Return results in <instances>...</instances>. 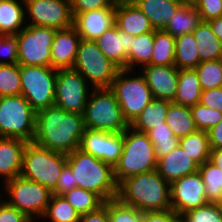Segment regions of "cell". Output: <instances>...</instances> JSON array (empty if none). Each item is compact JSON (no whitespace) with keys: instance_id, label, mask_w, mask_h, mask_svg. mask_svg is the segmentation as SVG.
Segmentation results:
<instances>
[{"instance_id":"obj_22","label":"cell","mask_w":222,"mask_h":222,"mask_svg":"<svg viewBox=\"0 0 222 222\" xmlns=\"http://www.w3.org/2000/svg\"><path fill=\"white\" fill-rule=\"evenodd\" d=\"M115 25L133 37L154 30L147 16L131 0H117Z\"/></svg>"},{"instance_id":"obj_27","label":"cell","mask_w":222,"mask_h":222,"mask_svg":"<svg viewBox=\"0 0 222 222\" xmlns=\"http://www.w3.org/2000/svg\"><path fill=\"white\" fill-rule=\"evenodd\" d=\"M202 87L195 69H180L174 103L192 107L200 102Z\"/></svg>"},{"instance_id":"obj_13","label":"cell","mask_w":222,"mask_h":222,"mask_svg":"<svg viewBox=\"0 0 222 222\" xmlns=\"http://www.w3.org/2000/svg\"><path fill=\"white\" fill-rule=\"evenodd\" d=\"M93 87L73 68L58 69L54 105L66 112L83 115Z\"/></svg>"},{"instance_id":"obj_45","label":"cell","mask_w":222,"mask_h":222,"mask_svg":"<svg viewBox=\"0 0 222 222\" xmlns=\"http://www.w3.org/2000/svg\"><path fill=\"white\" fill-rule=\"evenodd\" d=\"M202 21L222 17V0H191Z\"/></svg>"},{"instance_id":"obj_41","label":"cell","mask_w":222,"mask_h":222,"mask_svg":"<svg viewBox=\"0 0 222 222\" xmlns=\"http://www.w3.org/2000/svg\"><path fill=\"white\" fill-rule=\"evenodd\" d=\"M109 222H141V212L117 197L108 200Z\"/></svg>"},{"instance_id":"obj_37","label":"cell","mask_w":222,"mask_h":222,"mask_svg":"<svg viewBox=\"0 0 222 222\" xmlns=\"http://www.w3.org/2000/svg\"><path fill=\"white\" fill-rule=\"evenodd\" d=\"M198 172L205 185L207 202L217 203L222 199V170L207 160Z\"/></svg>"},{"instance_id":"obj_24","label":"cell","mask_w":222,"mask_h":222,"mask_svg":"<svg viewBox=\"0 0 222 222\" xmlns=\"http://www.w3.org/2000/svg\"><path fill=\"white\" fill-rule=\"evenodd\" d=\"M149 19L154 30H164L186 0H131Z\"/></svg>"},{"instance_id":"obj_52","label":"cell","mask_w":222,"mask_h":222,"mask_svg":"<svg viewBox=\"0 0 222 222\" xmlns=\"http://www.w3.org/2000/svg\"><path fill=\"white\" fill-rule=\"evenodd\" d=\"M211 150L222 149V120L207 131Z\"/></svg>"},{"instance_id":"obj_6","label":"cell","mask_w":222,"mask_h":222,"mask_svg":"<svg viewBox=\"0 0 222 222\" xmlns=\"http://www.w3.org/2000/svg\"><path fill=\"white\" fill-rule=\"evenodd\" d=\"M0 187L2 199L34 222L41 220L52 196L48 188L21 175L6 181L2 186L0 184Z\"/></svg>"},{"instance_id":"obj_20","label":"cell","mask_w":222,"mask_h":222,"mask_svg":"<svg viewBox=\"0 0 222 222\" xmlns=\"http://www.w3.org/2000/svg\"><path fill=\"white\" fill-rule=\"evenodd\" d=\"M80 40L73 25L57 30L51 47V67L57 70L73 68Z\"/></svg>"},{"instance_id":"obj_15","label":"cell","mask_w":222,"mask_h":222,"mask_svg":"<svg viewBox=\"0 0 222 222\" xmlns=\"http://www.w3.org/2000/svg\"><path fill=\"white\" fill-rule=\"evenodd\" d=\"M206 203V189L198 171L170 184L171 209L179 216Z\"/></svg>"},{"instance_id":"obj_25","label":"cell","mask_w":222,"mask_h":222,"mask_svg":"<svg viewBox=\"0 0 222 222\" xmlns=\"http://www.w3.org/2000/svg\"><path fill=\"white\" fill-rule=\"evenodd\" d=\"M26 26L24 0H0V34L16 35Z\"/></svg>"},{"instance_id":"obj_10","label":"cell","mask_w":222,"mask_h":222,"mask_svg":"<svg viewBox=\"0 0 222 222\" xmlns=\"http://www.w3.org/2000/svg\"><path fill=\"white\" fill-rule=\"evenodd\" d=\"M73 69L80 72L93 88H110L118 71L95 41L81 39Z\"/></svg>"},{"instance_id":"obj_47","label":"cell","mask_w":222,"mask_h":222,"mask_svg":"<svg viewBox=\"0 0 222 222\" xmlns=\"http://www.w3.org/2000/svg\"><path fill=\"white\" fill-rule=\"evenodd\" d=\"M0 222H34L25 213L10 206L0 196Z\"/></svg>"},{"instance_id":"obj_42","label":"cell","mask_w":222,"mask_h":222,"mask_svg":"<svg viewBox=\"0 0 222 222\" xmlns=\"http://www.w3.org/2000/svg\"><path fill=\"white\" fill-rule=\"evenodd\" d=\"M197 130L207 132L222 120V113L200 103L190 107Z\"/></svg>"},{"instance_id":"obj_43","label":"cell","mask_w":222,"mask_h":222,"mask_svg":"<svg viewBox=\"0 0 222 222\" xmlns=\"http://www.w3.org/2000/svg\"><path fill=\"white\" fill-rule=\"evenodd\" d=\"M180 222H222V215L216 203L207 202L181 215Z\"/></svg>"},{"instance_id":"obj_39","label":"cell","mask_w":222,"mask_h":222,"mask_svg":"<svg viewBox=\"0 0 222 222\" xmlns=\"http://www.w3.org/2000/svg\"><path fill=\"white\" fill-rule=\"evenodd\" d=\"M195 71L202 90L222 87V59L200 62Z\"/></svg>"},{"instance_id":"obj_36","label":"cell","mask_w":222,"mask_h":222,"mask_svg":"<svg viewBox=\"0 0 222 222\" xmlns=\"http://www.w3.org/2000/svg\"><path fill=\"white\" fill-rule=\"evenodd\" d=\"M62 196L80 215L93 212L99 209L105 203V201L98 194L80 187H75L62 194Z\"/></svg>"},{"instance_id":"obj_53","label":"cell","mask_w":222,"mask_h":222,"mask_svg":"<svg viewBox=\"0 0 222 222\" xmlns=\"http://www.w3.org/2000/svg\"><path fill=\"white\" fill-rule=\"evenodd\" d=\"M215 36L222 42V17L208 21Z\"/></svg>"},{"instance_id":"obj_26","label":"cell","mask_w":222,"mask_h":222,"mask_svg":"<svg viewBox=\"0 0 222 222\" xmlns=\"http://www.w3.org/2000/svg\"><path fill=\"white\" fill-rule=\"evenodd\" d=\"M202 22L201 16L191 0H186L170 19L164 31L172 37L193 33Z\"/></svg>"},{"instance_id":"obj_7","label":"cell","mask_w":222,"mask_h":222,"mask_svg":"<svg viewBox=\"0 0 222 222\" xmlns=\"http://www.w3.org/2000/svg\"><path fill=\"white\" fill-rule=\"evenodd\" d=\"M110 89L114 92L123 117L129 125L138 118L153 99L151 90L139 70L138 72L119 70Z\"/></svg>"},{"instance_id":"obj_19","label":"cell","mask_w":222,"mask_h":222,"mask_svg":"<svg viewBox=\"0 0 222 222\" xmlns=\"http://www.w3.org/2000/svg\"><path fill=\"white\" fill-rule=\"evenodd\" d=\"M133 36L122 32L116 25L106 30L95 42L103 54L120 70L127 69V56L131 51Z\"/></svg>"},{"instance_id":"obj_44","label":"cell","mask_w":222,"mask_h":222,"mask_svg":"<svg viewBox=\"0 0 222 222\" xmlns=\"http://www.w3.org/2000/svg\"><path fill=\"white\" fill-rule=\"evenodd\" d=\"M0 64L18 63V40L17 35L0 34Z\"/></svg>"},{"instance_id":"obj_11","label":"cell","mask_w":222,"mask_h":222,"mask_svg":"<svg viewBox=\"0 0 222 222\" xmlns=\"http://www.w3.org/2000/svg\"><path fill=\"white\" fill-rule=\"evenodd\" d=\"M20 76L21 95L36 112L54 105L57 69L20 65Z\"/></svg>"},{"instance_id":"obj_5","label":"cell","mask_w":222,"mask_h":222,"mask_svg":"<svg viewBox=\"0 0 222 222\" xmlns=\"http://www.w3.org/2000/svg\"><path fill=\"white\" fill-rule=\"evenodd\" d=\"M84 126L90 130L124 132L130 125L124 119L110 88H93L83 113Z\"/></svg>"},{"instance_id":"obj_21","label":"cell","mask_w":222,"mask_h":222,"mask_svg":"<svg viewBox=\"0 0 222 222\" xmlns=\"http://www.w3.org/2000/svg\"><path fill=\"white\" fill-rule=\"evenodd\" d=\"M28 143L18 138L0 137V180L2 178V184L20 176Z\"/></svg>"},{"instance_id":"obj_9","label":"cell","mask_w":222,"mask_h":222,"mask_svg":"<svg viewBox=\"0 0 222 222\" xmlns=\"http://www.w3.org/2000/svg\"><path fill=\"white\" fill-rule=\"evenodd\" d=\"M36 114L23 95L0 97V137L33 142Z\"/></svg>"},{"instance_id":"obj_40","label":"cell","mask_w":222,"mask_h":222,"mask_svg":"<svg viewBox=\"0 0 222 222\" xmlns=\"http://www.w3.org/2000/svg\"><path fill=\"white\" fill-rule=\"evenodd\" d=\"M21 95L20 65L0 64V97Z\"/></svg>"},{"instance_id":"obj_3","label":"cell","mask_w":222,"mask_h":222,"mask_svg":"<svg viewBox=\"0 0 222 222\" xmlns=\"http://www.w3.org/2000/svg\"><path fill=\"white\" fill-rule=\"evenodd\" d=\"M67 165L77 187L98 194L105 202L117 197L118 184L111 165L79 148L67 155Z\"/></svg>"},{"instance_id":"obj_2","label":"cell","mask_w":222,"mask_h":222,"mask_svg":"<svg viewBox=\"0 0 222 222\" xmlns=\"http://www.w3.org/2000/svg\"><path fill=\"white\" fill-rule=\"evenodd\" d=\"M117 198L140 212L171 209L170 184L157 169L122 180L118 184Z\"/></svg>"},{"instance_id":"obj_34","label":"cell","mask_w":222,"mask_h":222,"mask_svg":"<svg viewBox=\"0 0 222 222\" xmlns=\"http://www.w3.org/2000/svg\"><path fill=\"white\" fill-rule=\"evenodd\" d=\"M175 38L164 30H154L153 54L151 65H174Z\"/></svg>"},{"instance_id":"obj_30","label":"cell","mask_w":222,"mask_h":222,"mask_svg":"<svg viewBox=\"0 0 222 222\" xmlns=\"http://www.w3.org/2000/svg\"><path fill=\"white\" fill-rule=\"evenodd\" d=\"M154 30L133 37L131 51L127 56V70H140L150 65L153 54Z\"/></svg>"},{"instance_id":"obj_35","label":"cell","mask_w":222,"mask_h":222,"mask_svg":"<svg viewBox=\"0 0 222 222\" xmlns=\"http://www.w3.org/2000/svg\"><path fill=\"white\" fill-rule=\"evenodd\" d=\"M42 220L44 222H79L80 214L62 195L52 194L46 212L38 222Z\"/></svg>"},{"instance_id":"obj_8","label":"cell","mask_w":222,"mask_h":222,"mask_svg":"<svg viewBox=\"0 0 222 222\" xmlns=\"http://www.w3.org/2000/svg\"><path fill=\"white\" fill-rule=\"evenodd\" d=\"M66 164V154L29 142L25 148L20 175L45 186L52 192Z\"/></svg>"},{"instance_id":"obj_12","label":"cell","mask_w":222,"mask_h":222,"mask_svg":"<svg viewBox=\"0 0 222 222\" xmlns=\"http://www.w3.org/2000/svg\"><path fill=\"white\" fill-rule=\"evenodd\" d=\"M56 29L27 25L17 35L18 64L51 66V47Z\"/></svg>"},{"instance_id":"obj_49","label":"cell","mask_w":222,"mask_h":222,"mask_svg":"<svg viewBox=\"0 0 222 222\" xmlns=\"http://www.w3.org/2000/svg\"><path fill=\"white\" fill-rule=\"evenodd\" d=\"M141 222H180V216L172 209L141 212Z\"/></svg>"},{"instance_id":"obj_31","label":"cell","mask_w":222,"mask_h":222,"mask_svg":"<svg viewBox=\"0 0 222 222\" xmlns=\"http://www.w3.org/2000/svg\"><path fill=\"white\" fill-rule=\"evenodd\" d=\"M166 124L179 139L197 130L190 107L179 105L174 102L169 104Z\"/></svg>"},{"instance_id":"obj_29","label":"cell","mask_w":222,"mask_h":222,"mask_svg":"<svg viewBox=\"0 0 222 222\" xmlns=\"http://www.w3.org/2000/svg\"><path fill=\"white\" fill-rule=\"evenodd\" d=\"M193 34L200 62L222 59V42L215 36L208 21H202Z\"/></svg>"},{"instance_id":"obj_46","label":"cell","mask_w":222,"mask_h":222,"mask_svg":"<svg viewBox=\"0 0 222 222\" xmlns=\"http://www.w3.org/2000/svg\"><path fill=\"white\" fill-rule=\"evenodd\" d=\"M72 14L116 6L117 0H70Z\"/></svg>"},{"instance_id":"obj_54","label":"cell","mask_w":222,"mask_h":222,"mask_svg":"<svg viewBox=\"0 0 222 222\" xmlns=\"http://www.w3.org/2000/svg\"><path fill=\"white\" fill-rule=\"evenodd\" d=\"M209 160L222 170V149L210 150Z\"/></svg>"},{"instance_id":"obj_38","label":"cell","mask_w":222,"mask_h":222,"mask_svg":"<svg viewBox=\"0 0 222 222\" xmlns=\"http://www.w3.org/2000/svg\"><path fill=\"white\" fill-rule=\"evenodd\" d=\"M146 134L154 146L157 160L165 155H168L177 146H179V138L174 135L166 123L165 126L153 128Z\"/></svg>"},{"instance_id":"obj_17","label":"cell","mask_w":222,"mask_h":222,"mask_svg":"<svg viewBox=\"0 0 222 222\" xmlns=\"http://www.w3.org/2000/svg\"><path fill=\"white\" fill-rule=\"evenodd\" d=\"M155 99L174 101L178 87L179 69L175 65H146L139 70Z\"/></svg>"},{"instance_id":"obj_50","label":"cell","mask_w":222,"mask_h":222,"mask_svg":"<svg viewBox=\"0 0 222 222\" xmlns=\"http://www.w3.org/2000/svg\"><path fill=\"white\" fill-rule=\"evenodd\" d=\"M73 176L71 168L66 164L61 171L56 188L52 191V194L62 195L77 187V183L74 182Z\"/></svg>"},{"instance_id":"obj_16","label":"cell","mask_w":222,"mask_h":222,"mask_svg":"<svg viewBox=\"0 0 222 222\" xmlns=\"http://www.w3.org/2000/svg\"><path fill=\"white\" fill-rule=\"evenodd\" d=\"M123 145V132L114 133L85 128L79 149L114 168L122 154Z\"/></svg>"},{"instance_id":"obj_55","label":"cell","mask_w":222,"mask_h":222,"mask_svg":"<svg viewBox=\"0 0 222 222\" xmlns=\"http://www.w3.org/2000/svg\"><path fill=\"white\" fill-rule=\"evenodd\" d=\"M216 204L218 205L219 210H220L221 215H222V199H220Z\"/></svg>"},{"instance_id":"obj_18","label":"cell","mask_w":222,"mask_h":222,"mask_svg":"<svg viewBox=\"0 0 222 222\" xmlns=\"http://www.w3.org/2000/svg\"><path fill=\"white\" fill-rule=\"evenodd\" d=\"M73 26L83 40L95 41L115 25V6L73 14Z\"/></svg>"},{"instance_id":"obj_1","label":"cell","mask_w":222,"mask_h":222,"mask_svg":"<svg viewBox=\"0 0 222 222\" xmlns=\"http://www.w3.org/2000/svg\"><path fill=\"white\" fill-rule=\"evenodd\" d=\"M84 130L83 115L52 105L37 112L33 142L68 155L79 148Z\"/></svg>"},{"instance_id":"obj_14","label":"cell","mask_w":222,"mask_h":222,"mask_svg":"<svg viewBox=\"0 0 222 222\" xmlns=\"http://www.w3.org/2000/svg\"><path fill=\"white\" fill-rule=\"evenodd\" d=\"M26 24L56 30L71 27L73 14L70 0H24Z\"/></svg>"},{"instance_id":"obj_51","label":"cell","mask_w":222,"mask_h":222,"mask_svg":"<svg viewBox=\"0 0 222 222\" xmlns=\"http://www.w3.org/2000/svg\"><path fill=\"white\" fill-rule=\"evenodd\" d=\"M79 222H109L108 201H106L99 209L80 215Z\"/></svg>"},{"instance_id":"obj_48","label":"cell","mask_w":222,"mask_h":222,"mask_svg":"<svg viewBox=\"0 0 222 222\" xmlns=\"http://www.w3.org/2000/svg\"><path fill=\"white\" fill-rule=\"evenodd\" d=\"M199 103L222 113V87L202 90Z\"/></svg>"},{"instance_id":"obj_4","label":"cell","mask_w":222,"mask_h":222,"mask_svg":"<svg viewBox=\"0 0 222 222\" xmlns=\"http://www.w3.org/2000/svg\"><path fill=\"white\" fill-rule=\"evenodd\" d=\"M123 150L114 167V177L119 184L122 180L157 169L154 146L146 133L128 127L123 132Z\"/></svg>"},{"instance_id":"obj_23","label":"cell","mask_w":222,"mask_h":222,"mask_svg":"<svg viewBox=\"0 0 222 222\" xmlns=\"http://www.w3.org/2000/svg\"><path fill=\"white\" fill-rule=\"evenodd\" d=\"M198 169L199 166L180 146L157 160V171L169 184L197 172Z\"/></svg>"},{"instance_id":"obj_33","label":"cell","mask_w":222,"mask_h":222,"mask_svg":"<svg viewBox=\"0 0 222 222\" xmlns=\"http://www.w3.org/2000/svg\"><path fill=\"white\" fill-rule=\"evenodd\" d=\"M179 146L198 165H203L210 158V146L208 134L205 131L196 130L188 136L179 139Z\"/></svg>"},{"instance_id":"obj_32","label":"cell","mask_w":222,"mask_h":222,"mask_svg":"<svg viewBox=\"0 0 222 222\" xmlns=\"http://www.w3.org/2000/svg\"><path fill=\"white\" fill-rule=\"evenodd\" d=\"M200 63L193 33L175 37L174 65L180 69H195Z\"/></svg>"},{"instance_id":"obj_28","label":"cell","mask_w":222,"mask_h":222,"mask_svg":"<svg viewBox=\"0 0 222 222\" xmlns=\"http://www.w3.org/2000/svg\"><path fill=\"white\" fill-rule=\"evenodd\" d=\"M170 103L168 100L153 98L130 127L135 131L147 133L153 128L165 126Z\"/></svg>"}]
</instances>
